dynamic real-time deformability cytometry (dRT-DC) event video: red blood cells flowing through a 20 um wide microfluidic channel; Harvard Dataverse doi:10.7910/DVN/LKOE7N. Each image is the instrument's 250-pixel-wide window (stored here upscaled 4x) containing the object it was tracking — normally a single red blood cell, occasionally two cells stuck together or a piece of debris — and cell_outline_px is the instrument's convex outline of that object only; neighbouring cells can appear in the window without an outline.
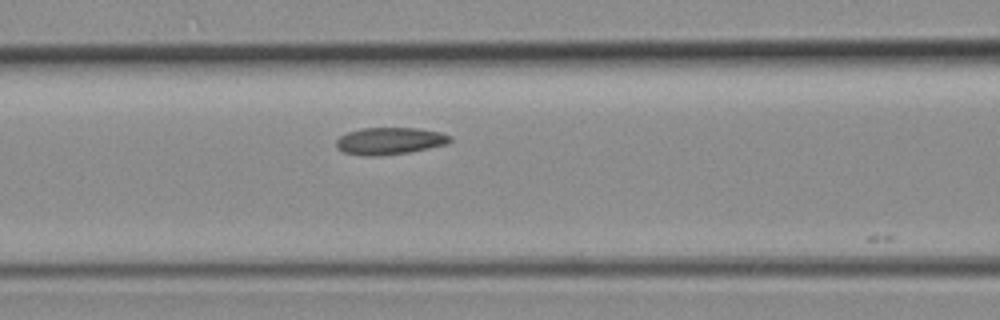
{"species": "common noctule bat (a hibernating species)", "species_latin": "Nyctalus noctula", "temperature_condition": "room temperature", "stored_images_in_passage": 14, "camera_frame_rate_fps": 3000, "um_per_image_px": 0.085, "animal": {"sex": "female", "body_mass_g": 19.3, "forearm_length_mm": 54.1}, "frame": {"image": 1, "passage_image": 10, "time_ms": 3.0, "image_size_px": [1000, 320], "cell_outline_px": [[452, 140], [448, 144], [408, 152], [376, 156], [364, 156], [344, 152], [336, 148], [336, 140], [340, 136], [348, 132], [364, 128], [416, 128], [440, 132], [452, 136]], "centroid_in_image_um": [33.13, 11.98], "position_along_channel_um": 133.5, "area_um2": 17.92}}
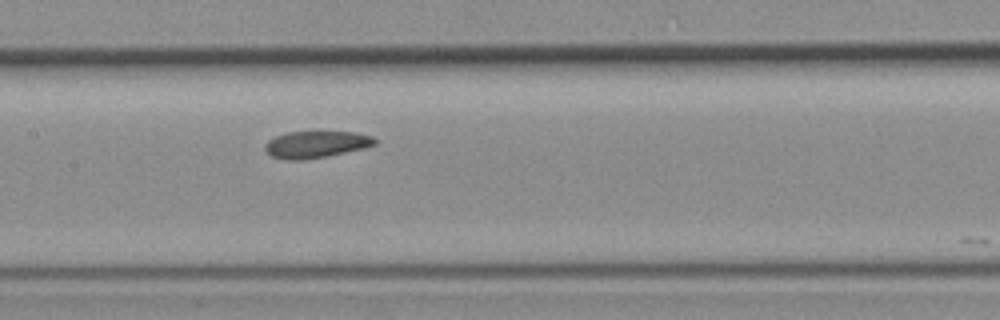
{"frame": {"image": 2, "passage_image": 13, "time_ms": 4.0, "image_size_px": [1000, 320], "cell_outline_px": [[376, 144], [364, 148], [328, 156], [300, 160], [288, 160], [272, 156], [264, 148], [264, 144], [268, 140], [276, 136], [288, 132], [356, 132], [372, 136], [376, 140]], "centroid_in_image_um": [26.86, 12.27], "position_along_channel_um": 180.5, "area_um2": 17.05}}